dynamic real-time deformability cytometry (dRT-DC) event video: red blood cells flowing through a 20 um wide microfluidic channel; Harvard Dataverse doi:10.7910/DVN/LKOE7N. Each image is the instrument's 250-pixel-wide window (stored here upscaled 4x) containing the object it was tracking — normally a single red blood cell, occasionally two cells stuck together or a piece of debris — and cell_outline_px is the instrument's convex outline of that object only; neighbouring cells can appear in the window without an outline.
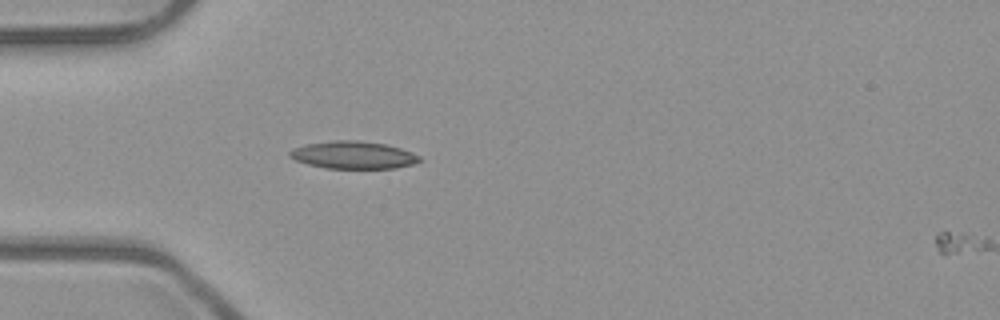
{"species": "common noctule bat (a hibernating species)", "species_latin": "Nyctalus noctula", "temperature_condition": "room temperature", "stored_images_in_passage": 2, "camera_frame_rate_fps": 3000, "um_per_image_px": 0.085, "animal": {"sex": "male", "body_mass_g": 23.1, "forearm_length_mm": 52.7}, "frame": {"image": 1, "passage_image": 1, "time_ms": 0.0, "image_size_px": [1000, 320], "cell_outline_px": [[420, 160], [412, 164], [396, 168], [324, 168], [308, 164], [296, 160], [288, 156], [288, 152], [292, 148], [304, 144], [336, 140], [356, 140], [384, 144], [400, 148], [412, 152], [420, 156]], "centroid_in_image_um": [29.98, 13.17], "position_along_channel_um": 55.0, "area_um2": 20.75}}